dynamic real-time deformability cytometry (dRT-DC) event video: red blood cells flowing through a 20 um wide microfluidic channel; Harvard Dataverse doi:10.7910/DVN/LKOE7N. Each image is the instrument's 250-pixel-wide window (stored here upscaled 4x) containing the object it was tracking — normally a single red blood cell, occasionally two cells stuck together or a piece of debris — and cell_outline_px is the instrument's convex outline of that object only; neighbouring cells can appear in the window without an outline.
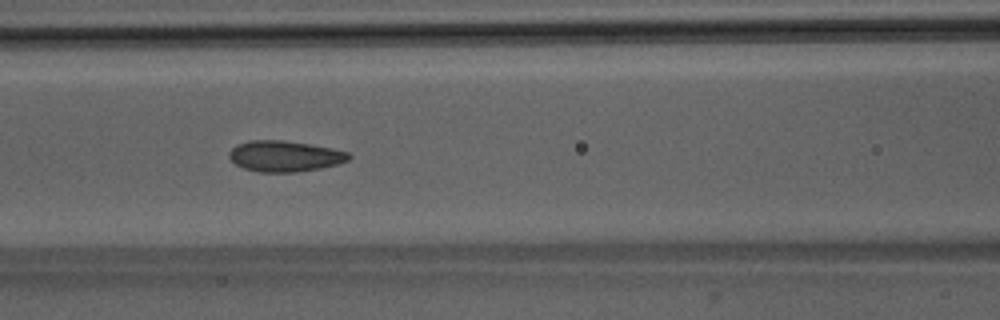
{"species": "Egyptian fruit bat (a non-hibernating species)", "species_latin": "Rousettus aegyptiacus", "temperature_condition": "room temperature", "stored_images_in_passage": 36, "camera_frame_rate_fps": 3000, "um_per_image_px": 0.085, "animal": {"sex": "male"}, "frame": {"image": 1, "passage_image": 7, "time_ms": 2.0, "image_size_px": [1000, 320], "cell_outline_px": [[352, 156], [348, 160], [336, 164], [320, 168], [300, 172], [260, 172], [244, 168], [236, 164], [228, 156], [228, 152], [236, 144], [248, 140], [284, 140], [312, 144], [332, 148], [348, 152]], "centroid_in_image_um": [24.19, 13.26], "position_along_channel_um": 142.4, "area_um2": 21.68}}
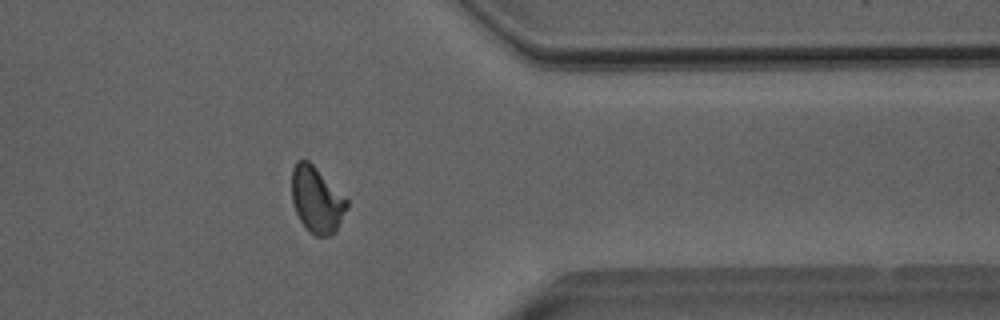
{"frame": {"image": 2, "passage_image": 26, "time_ms": 8.333, "image_size_px": [1000, 320], "cell_outline_px": [[348, 208], [336, 228], [328, 236], [316, 236], [300, 220], [296, 212], [292, 200], [292, 168], [296, 160], [308, 160], [348, 200]], "centroid_in_image_um": [26.9, 16.95], "position_along_channel_um": 384.5, "area_um2": 20.69}}
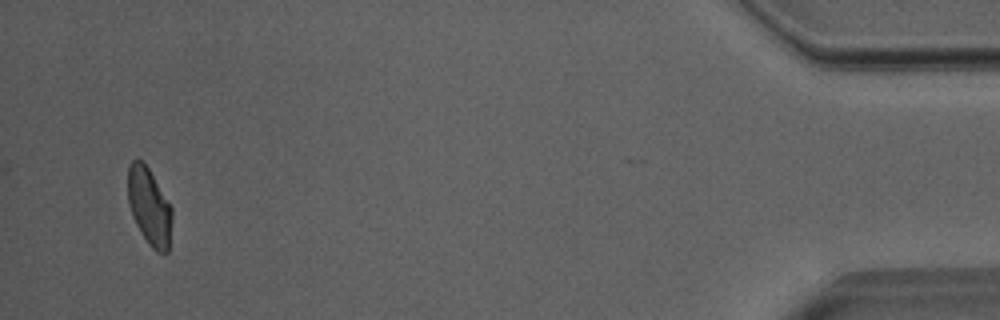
{"frame": {"image": 3, "passage_image": 34, "time_ms": 11.0, "image_size_px": [1000, 320], "cell_outline_px": [[172, 220], [168, 252], [156, 252], [152, 248], [140, 232], [132, 216], [128, 204], [128, 164], [132, 160], [144, 160], [172, 208]], "centroid_in_image_um": [12.68, 17.54], "position_along_channel_um": 422.5, "area_um2": 19.94}, "authors_computed_cell_mechanics": {"area_um2": 20.9236, "velocity_mm_per_s": 4.0142, "shape_relaxation_time_tau1_ms": 6.2439, "shape_relaxation_time_tau2_ms": 1.402, "deformation_change_tau1": 0.1369, "deformation_change_tau2": 0.0792}}